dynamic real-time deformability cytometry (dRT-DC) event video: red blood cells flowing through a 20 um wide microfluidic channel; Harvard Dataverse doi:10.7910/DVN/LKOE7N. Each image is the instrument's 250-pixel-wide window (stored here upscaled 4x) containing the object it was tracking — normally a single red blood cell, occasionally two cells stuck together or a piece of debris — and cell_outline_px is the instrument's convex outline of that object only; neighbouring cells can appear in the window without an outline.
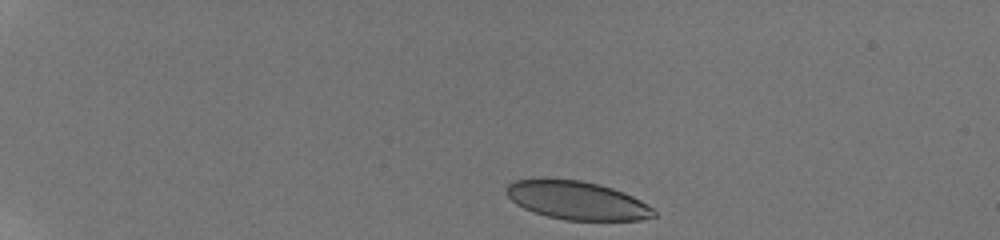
{"species": "human", "species_latin": "Homo sapiens", "temperature_condition": "room temperature", "stored_images_in_passage": 2, "camera_frame_rate_fps": 3000, "um_per_image_px": 0.085, "donor": {"sex": "male"}, "frame": {"image": 1, "passage_image": 1, "time_ms": 0.0, "image_size_px": [1000, 240], "cell_outline_px": [[656, 216], [640, 220], [564, 220], [548, 216], [524, 208], [516, 204], [504, 192], [504, 188], [508, 184], [516, 180], [544, 176], [580, 180], [600, 184], [624, 192], [640, 200], [652, 208], [656, 212]], "centroid_in_image_um": [48.99, 16.99], "position_along_channel_um": 36.0, "area_um2": 33.52}}